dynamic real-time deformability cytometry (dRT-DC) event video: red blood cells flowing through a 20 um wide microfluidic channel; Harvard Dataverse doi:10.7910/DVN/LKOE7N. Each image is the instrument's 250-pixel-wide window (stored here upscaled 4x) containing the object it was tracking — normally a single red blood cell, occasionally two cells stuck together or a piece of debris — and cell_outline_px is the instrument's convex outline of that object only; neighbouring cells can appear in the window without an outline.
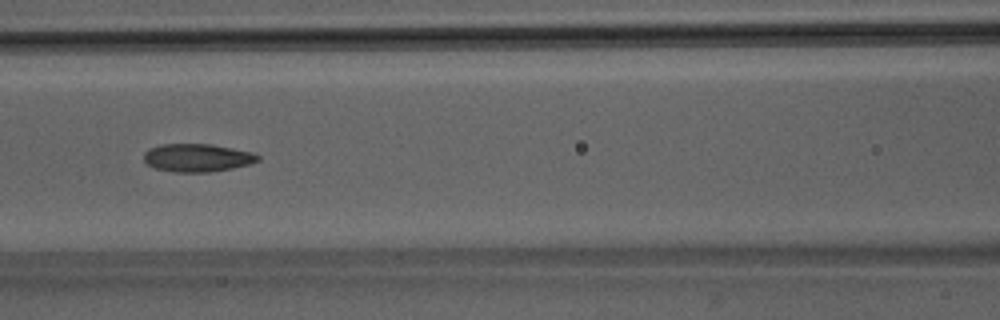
{"species": "Egyptian fruit bat (a non-hibernating species)", "species_latin": "Rousettus aegyptiacus", "temperature_condition": "room temperature", "stored_images_in_passage": 42, "camera_frame_rate_fps": 3000, "um_per_image_px": 0.085, "animal": {"sex": "male"}, "frame": {"image": 1, "passage_image": 15, "time_ms": 4.667, "image_size_px": [1000, 320], "cell_outline_px": [[260, 160], [248, 164], [232, 168], [208, 172], [172, 172], [156, 168], [148, 164], [144, 160], [144, 152], [148, 148], [160, 144], [212, 144], [252, 152], [260, 156]], "centroid_in_image_um": [16.75, 13.4], "position_along_channel_um": 149.9, "area_um2": 18.61}}
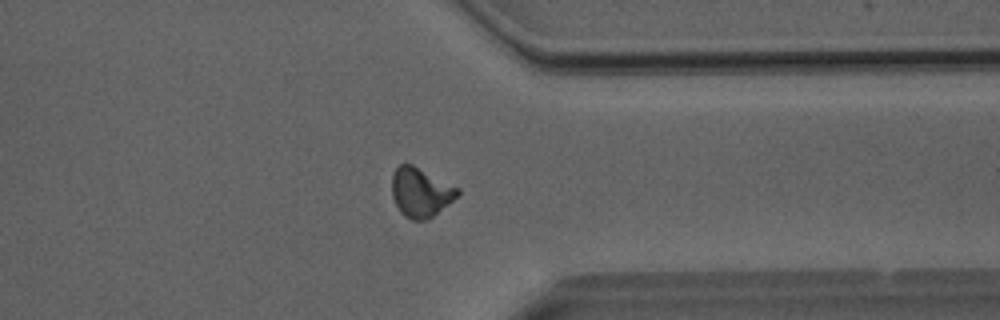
{"frame": {"image": 2, "passage_image": 32, "time_ms": 10.333, "image_size_px": [1000, 320], "cell_outline_px": [[460, 196], [428, 220], [412, 220], [404, 216], [400, 212], [392, 196], [392, 172], [400, 164], [412, 164], [460, 188]], "centroid_in_image_um": [35.78, 16.36], "position_along_channel_um": 375.6, "area_um2": 19.13}}
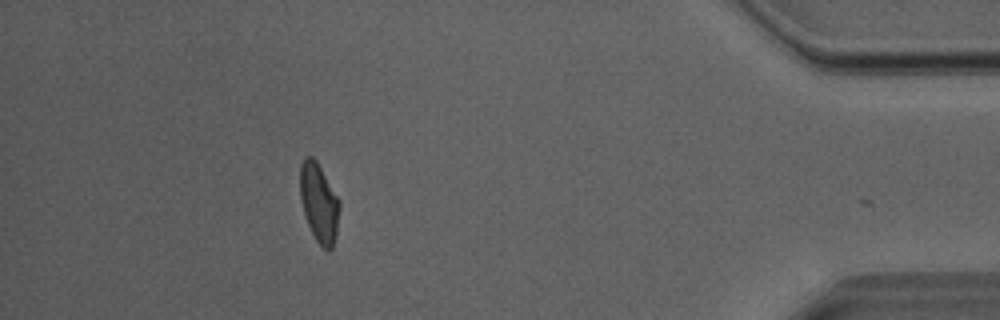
{"frame": {"image": 3, "passage_image": 38, "time_ms": 12.333, "image_size_px": [1000, 320], "cell_outline_px": [[340, 208], [336, 232], [332, 248], [328, 252], [316, 240], [308, 224], [304, 212], [300, 196], [300, 164], [304, 156], [312, 156], [316, 160], [340, 200]], "centroid_in_image_um": [27.11, 17.2], "position_along_channel_um": 408.1, "area_um2": 18.03}, "authors_computed_cell_mechanics": {"area_um2": 18.5249, "velocity_mm_per_s": 4.0508, "shape_relaxation_time_tau1_ms": 8.1856, "shape_relaxation_time_tau2_ms": 2.0062, "deformation_change_tau1": 0.2179, "deformation_change_tau2": 0.0931}}